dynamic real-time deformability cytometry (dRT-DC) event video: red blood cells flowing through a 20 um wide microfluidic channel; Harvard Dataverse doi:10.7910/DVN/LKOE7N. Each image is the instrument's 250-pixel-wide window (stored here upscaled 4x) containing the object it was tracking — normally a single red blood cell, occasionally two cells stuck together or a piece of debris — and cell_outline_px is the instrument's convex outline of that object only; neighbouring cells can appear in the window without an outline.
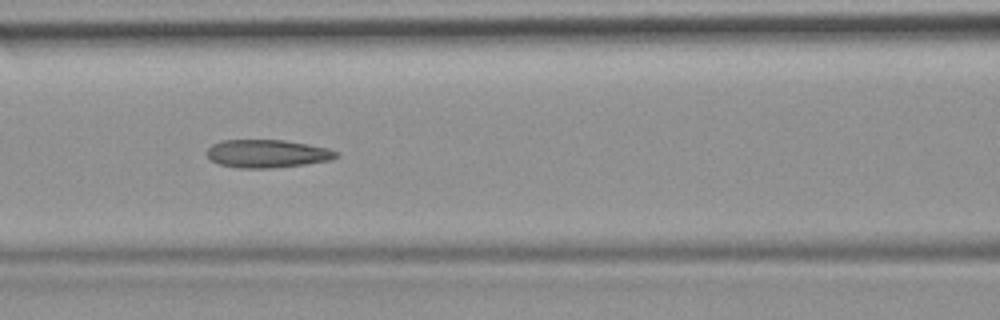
{"species": "common noctule bat (a hibernating species)", "species_latin": "Nyctalus noctula", "temperature_condition": "room temperature", "stored_images_in_passage": 41, "camera_frame_rate_fps": 3000, "um_per_image_px": 0.085, "animal": {"sex": "female", "body_mass_g": 19.9}, "frame": {"image": 1, "passage_image": 12, "time_ms": 3.667, "image_size_px": [1000, 320], "cell_outline_px": [[340, 156], [332, 160], [304, 164], [272, 168], [240, 168], [216, 164], [208, 156], [208, 148], [212, 144], [220, 140], [284, 140], [308, 144], [328, 148], [340, 152]], "centroid_in_image_um": [22.74, 13.06], "position_along_channel_um": 143.9, "area_um2": 21.27}}
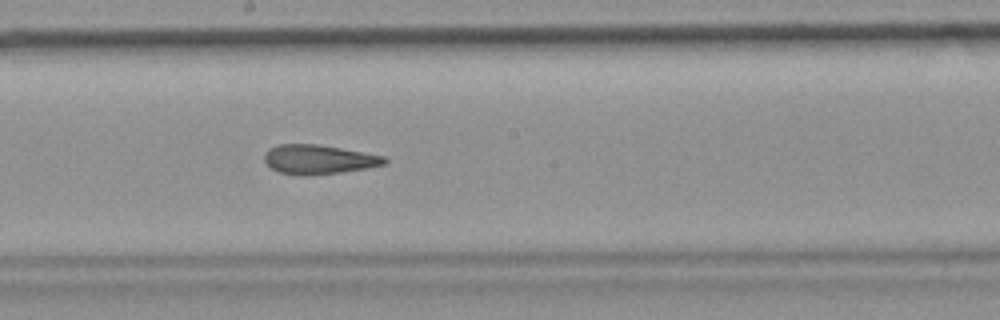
{"frame": {"image": 2, "passage_image": 18, "time_ms": 5.667, "image_size_px": [1000, 320], "cell_outline_px": [[388, 164], [340, 172], [308, 176], [300, 176], [280, 172], [272, 168], [264, 160], [264, 152], [268, 148], [280, 144], [316, 144], [340, 148], [384, 156], [388, 160]], "centroid_in_image_um": [27.06, 13.55], "position_along_channel_um": 221.1, "area_um2": 20.46}}
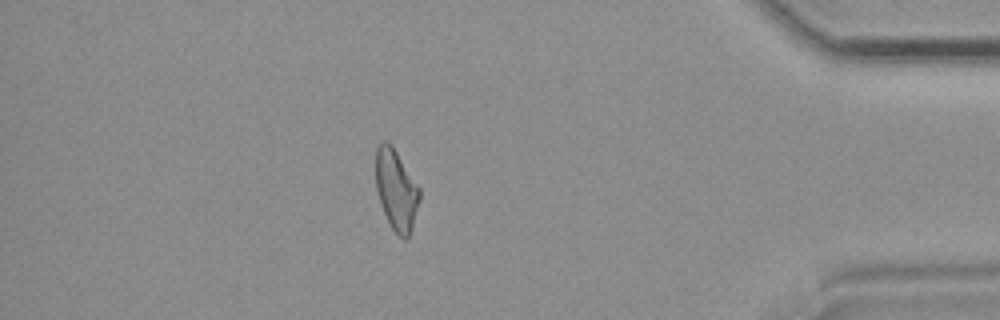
{"frame": {"image": 3, "passage_image": 35, "time_ms": 11.333, "image_size_px": [1000, 320], "cell_outline_px": [[420, 200], [412, 228], [408, 236], [404, 240], [388, 224], [380, 204], [376, 188], [376, 148], [384, 140], [388, 140], [392, 144], [420, 188]], "centroid_in_image_um": [33.68, 16.12], "position_along_channel_um": 401.5, "area_um2": 20.75}, "authors_computed_cell_mechanics": {"area_um2": 21.097, "velocity_mm_per_s": 3.8845, "shape_relaxation_time_tau1_ms": null, "shape_relaxation_time_tau2_ms": 3.1855, "deformation_change_tau1": null, "deformation_change_tau2": 0.1248}}